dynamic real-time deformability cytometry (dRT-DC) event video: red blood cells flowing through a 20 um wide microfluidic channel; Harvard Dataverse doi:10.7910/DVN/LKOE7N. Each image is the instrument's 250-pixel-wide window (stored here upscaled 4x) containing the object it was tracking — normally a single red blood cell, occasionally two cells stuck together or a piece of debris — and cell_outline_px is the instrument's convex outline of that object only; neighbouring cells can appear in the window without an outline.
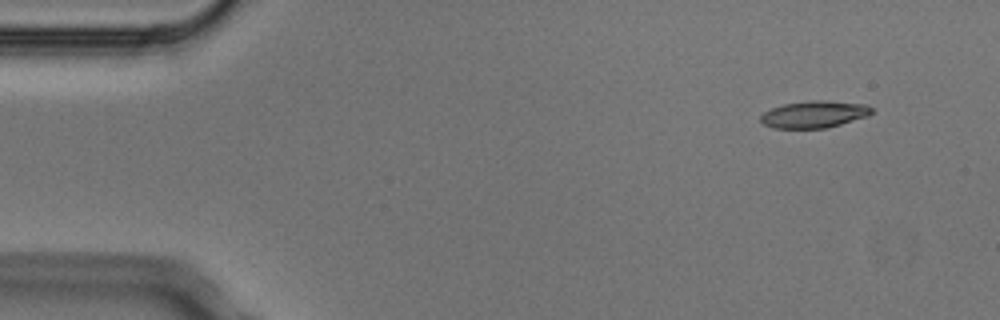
{"species": "Egyptian fruit bat (a non-hibernating species)", "species_latin": "Rousettus aegyptiacus", "temperature_condition": "cold", "stored_images_in_passage": 8, "camera_frame_rate_fps": 3000, "um_per_image_px": 0.085, "animal": {"sex": "male"}, "frame": {"image": 1, "passage_image": 2, "time_ms": 0.333, "image_size_px": [1000, 320], "cell_outline_px": [[872, 112], [868, 116], [828, 128], [772, 128], [764, 124], [760, 120], [760, 116], [764, 112], [772, 108], [784, 104], [816, 100], [824, 100], [868, 104], [872, 108]], "centroid_in_image_um": [69.23, 9.72], "position_along_channel_um": 15.8, "area_um2": 17.46}}
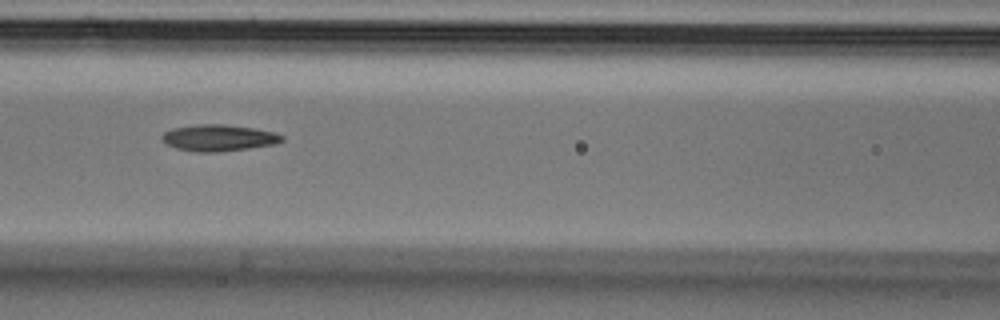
{"frame": {"image": 2, "passage_image": 7, "time_ms": 2.0, "image_size_px": [1000, 320], "cell_outline_px": [[284, 140], [276, 144], [248, 148], [216, 152], [196, 152], [176, 148], [164, 144], [160, 140], [160, 136], [164, 132], [172, 128], [200, 124], [224, 124], [252, 128], [272, 132], [284, 136]], "centroid_in_image_um": [18.53, 11.72], "position_along_channel_um": 148.1, "area_um2": 18.55}}
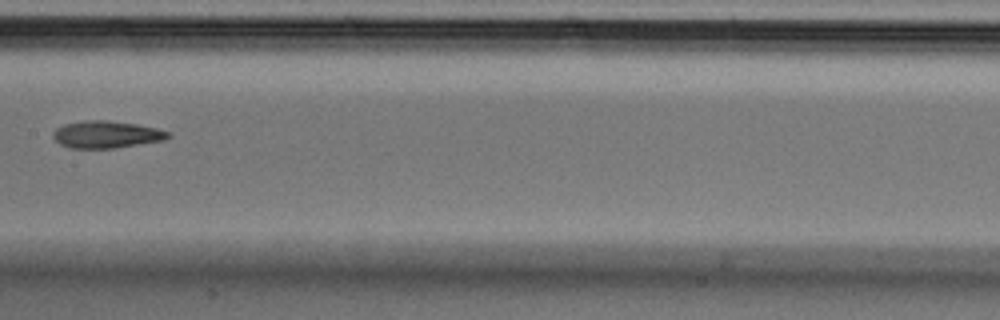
{"frame": {"image": 3, "passage_image": 8, "time_ms": 2.333, "image_size_px": [1000, 320], "cell_outline_px": [[172, 136], [164, 140], [112, 148], [68, 148], [60, 144], [52, 136], [52, 132], [56, 128], [64, 124], [84, 120], [108, 120], [136, 124], [156, 128], [168, 132]], "centroid_in_image_um": [9.01, 11.42], "position_along_channel_um": 198.4, "area_um2": 18.15}}